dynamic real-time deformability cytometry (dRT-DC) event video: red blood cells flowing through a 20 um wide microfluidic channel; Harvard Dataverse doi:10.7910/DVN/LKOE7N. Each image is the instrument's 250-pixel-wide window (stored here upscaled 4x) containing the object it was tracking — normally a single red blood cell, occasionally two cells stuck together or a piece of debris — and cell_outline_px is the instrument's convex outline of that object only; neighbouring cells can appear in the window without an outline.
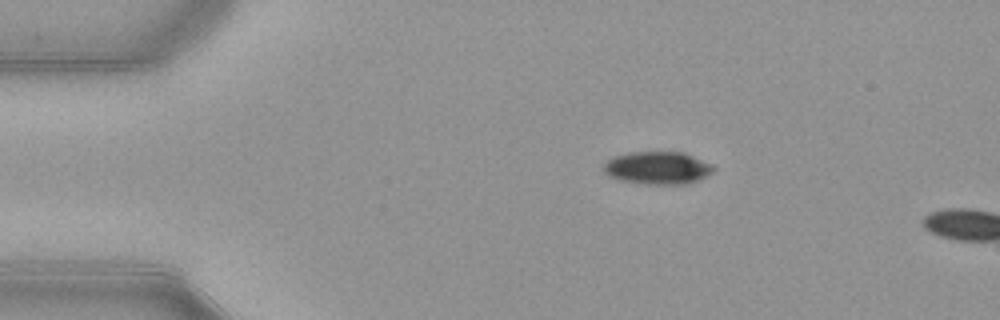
{"species": "common noctule bat (a hibernating species)", "species_latin": "Nyctalus noctula", "temperature_condition": "warm", "stored_images_in_passage": 3, "camera_frame_rate_fps": 3000, "um_per_image_px": 0.085, "animal": {"sex": "female", "body_mass_g": 21.9}, "frame": {"image": 1, "passage_image": 1, "time_ms": 0.0, "image_size_px": [1000, 320], "cell_outline_px": [[716, 168], [712, 172], [688, 184], [644, 184], [620, 180], [608, 176], [604, 172], [604, 164], [612, 156], [628, 152], [684, 152], [712, 164]], "centroid_in_image_um": [55.87, 14.26], "position_along_channel_um": 29.1, "area_um2": 20.98}}